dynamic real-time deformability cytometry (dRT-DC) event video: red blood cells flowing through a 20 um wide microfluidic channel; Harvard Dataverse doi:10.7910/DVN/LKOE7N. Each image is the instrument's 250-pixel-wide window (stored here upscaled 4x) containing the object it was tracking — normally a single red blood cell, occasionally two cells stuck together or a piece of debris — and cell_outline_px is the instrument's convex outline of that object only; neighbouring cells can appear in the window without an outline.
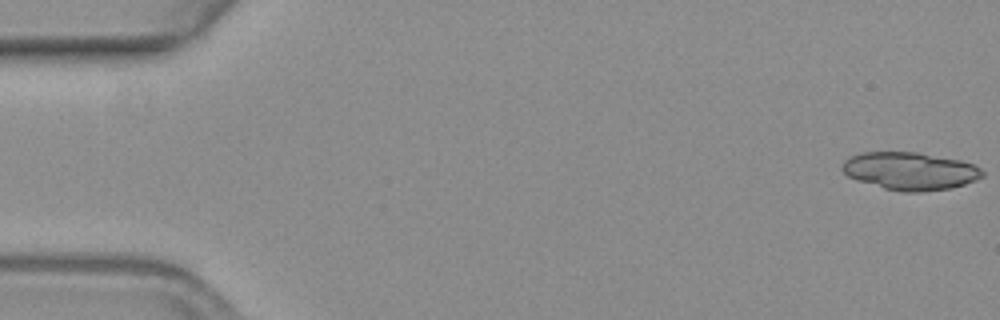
{"species": "common noctule bat (a hibernating species)", "species_latin": "Nyctalus noctula", "temperature_condition": "warm", "stored_images_in_passage": 30, "camera_frame_rate_fps": 3000, "um_per_image_px": 0.085, "animal": {"sex": "female", "body_mass_g": 19.3, "forearm_length_mm": 54.1}, "frame": {"image": 1, "passage_image": 1, "time_ms": 0.0, "image_size_px": [1000, 320], "cell_outline_px": [[984, 176], [964, 184], [948, 188], [920, 192], [900, 192], [884, 188], [856, 180], [848, 176], [840, 168], [844, 160], [852, 156], [864, 152], [916, 152], [960, 160], [972, 164], [980, 168], [984, 172]], "centroid_in_image_um": [77.33, 14.54], "position_along_channel_um": 7.7, "area_um2": 30.63}}
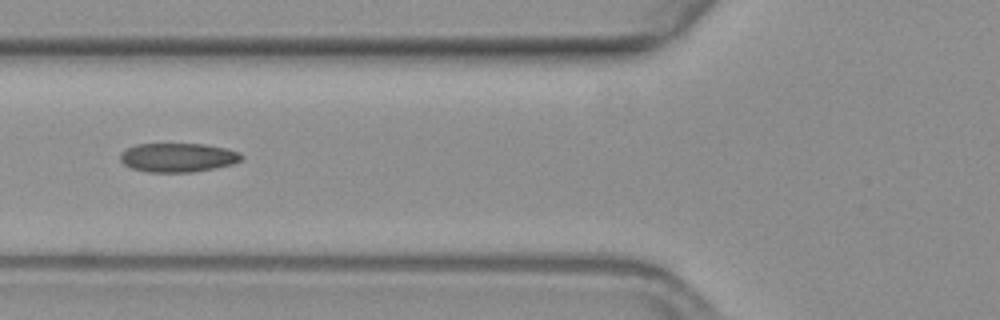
{"frame": {"image": 2, "passage_image": 22, "time_ms": 7.0, "image_size_px": [1000, 320], "cell_outline_px": [[244, 160], [232, 164], [216, 168], [192, 172], [148, 172], [132, 168], [124, 164], [120, 160], [120, 156], [128, 148], [136, 144], [204, 144], [224, 148], [240, 152], [244, 156]], "centroid_in_image_um": [15.18, 13.39], "position_along_channel_um": 110.6, "area_um2": 20.46}}